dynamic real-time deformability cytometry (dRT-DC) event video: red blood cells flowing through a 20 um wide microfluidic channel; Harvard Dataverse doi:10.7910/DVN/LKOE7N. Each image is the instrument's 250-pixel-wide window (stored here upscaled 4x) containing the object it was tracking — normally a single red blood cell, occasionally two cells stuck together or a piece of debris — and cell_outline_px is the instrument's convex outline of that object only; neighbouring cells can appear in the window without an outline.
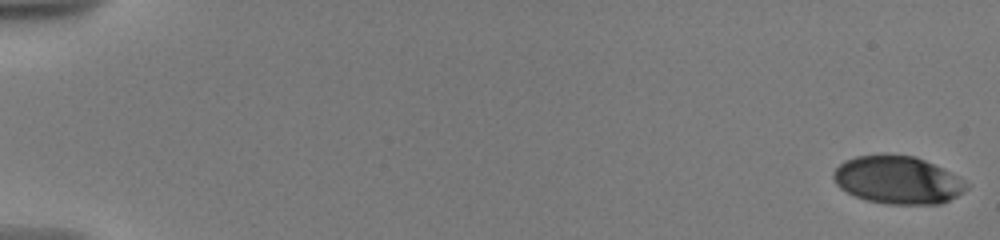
{"species": "human", "species_latin": "Homo sapiens", "temperature_condition": "warm", "stored_images_in_passage": 32, "camera_frame_rate_fps": 3000, "um_per_image_px": 0.085, "donor": {"sex": "male"}, "frame": {"image": 1, "passage_image": 1, "time_ms": 0.0, "image_size_px": [1000, 240], "cell_outline_px": [[968, 188], [964, 192], [940, 204], [888, 204], [868, 200], [856, 196], [840, 188], [836, 184], [832, 176], [832, 172], [844, 160], [856, 156], [888, 152], [916, 156], [956, 176], [968, 184]], "centroid_in_image_um": [76.26, 15.27], "position_along_channel_um": 8.7, "area_um2": 37.17}}
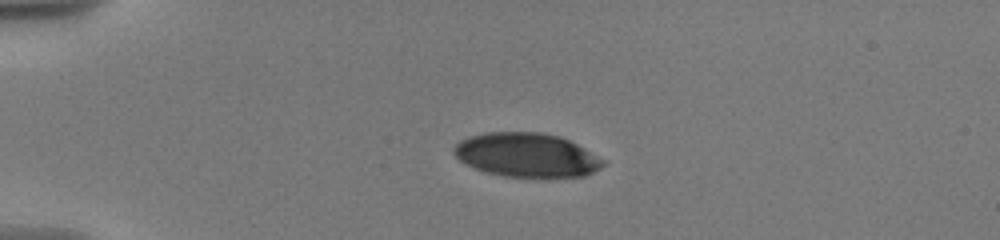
{"frame": {"image": 2, "passage_image": 23, "time_ms": 4.667, "image_size_px": [1000, 240], "cell_outline_px": [[608, 164], [584, 176], [504, 176], [484, 172], [460, 160], [452, 152], [452, 148], [460, 140], [468, 136], [484, 132], [540, 132], [560, 136], [608, 160]], "centroid_in_image_um": [44.78, 13.16], "position_along_channel_um": 40.2, "area_um2": 38.26}}